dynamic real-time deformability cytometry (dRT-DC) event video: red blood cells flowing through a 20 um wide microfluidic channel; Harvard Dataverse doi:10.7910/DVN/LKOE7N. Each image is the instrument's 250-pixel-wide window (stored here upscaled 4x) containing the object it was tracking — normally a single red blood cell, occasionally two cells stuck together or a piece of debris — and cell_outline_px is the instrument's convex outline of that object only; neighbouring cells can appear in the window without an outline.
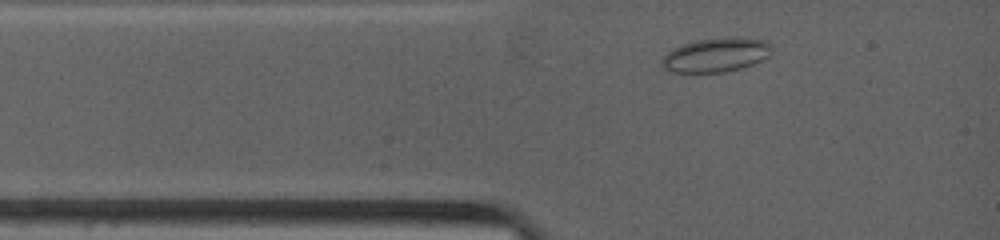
{"species": "common noctule bat (a hibernating species)", "species_latin": "Nyctalus noctula", "temperature_condition": "warm", "stored_images_in_passage": 5, "camera_frame_rate_fps": 4500, "um_per_image_px": 0.085, "animal": {"sex": "female", "body_mass_g": 19.0, "forearm_length_mm": 53.3}, "frame": {"image": 1, "passage_image": 3, "time_ms": 1.111, "image_size_px": [1000, 240], "cell_outline_px": [[772, 52], [768, 56], [752, 64], [740, 68], [724, 72], [692, 76], [672, 72], [664, 68], [660, 64], [660, 60], [668, 52], [680, 44], [696, 40], [728, 36], [736, 36], [764, 40], [772, 44]], "centroid_in_image_um": [60.8, 4.7], "position_along_channel_um": 24.2, "area_um2": 22.83}}
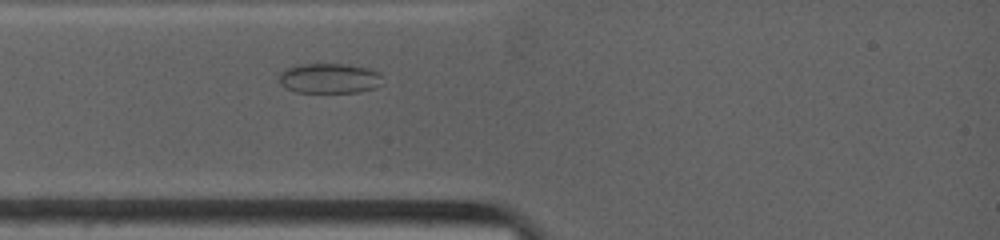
{"frame": {"image": 2, "passage_image": 5, "time_ms": 2.222, "image_size_px": [1000, 240], "cell_outline_px": [[384, 84], [376, 88], [360, 92], [296, 92], [284, 88], [280, 84], [276, 76], [284, 68], [296, 64], [344, 64], [368, 68], [380, 72]], "centroid_in_image_um": [27.97, 6.66], "position_along_channel_um": 57.0, "area_um2": 18.67}}